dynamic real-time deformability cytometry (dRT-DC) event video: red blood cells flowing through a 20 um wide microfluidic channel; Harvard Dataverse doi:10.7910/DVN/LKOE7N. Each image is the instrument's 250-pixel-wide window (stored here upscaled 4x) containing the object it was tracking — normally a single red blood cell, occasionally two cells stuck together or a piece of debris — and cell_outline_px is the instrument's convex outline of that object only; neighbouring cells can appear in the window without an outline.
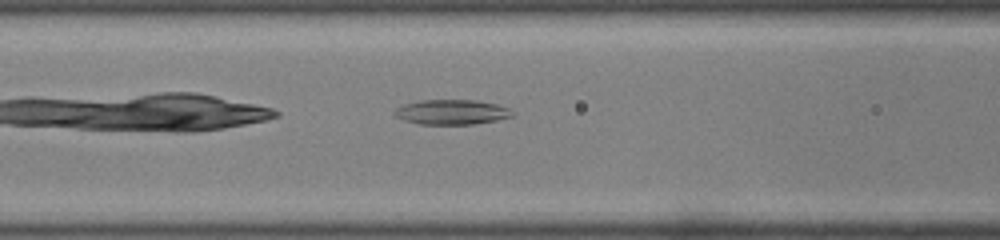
{"species": "common noctule bat (a hibernating species)", "species_latin": "Nyctalus noctula", "temperature_condition": "room temperature", "stored_images_in_passage": 34, "camera_frame_rate_fps": 3000, "um_per_image_px": 0.085, "animal": {"sex": "male", "body_mass_g": 19.0, "forearm_length_mm": 50.8}, "frame": {"image": 1, "passage_image": 6, "time_ms": 1.667, "image_size_px": [1000, 240], "cell_outline_px": [[516, 112], [512, 116], [496, 120], [472, 124], [420, 124], [404, 120], [396, 116], [392, 112], [396, 108], [404, 104], [420, 100], [476, 100], [496, 104], [508, 108]], "centroid_in_image_um": [38.39, 9.52], "position_along_channel_um": 128.2, "area_um2": 17.05}}
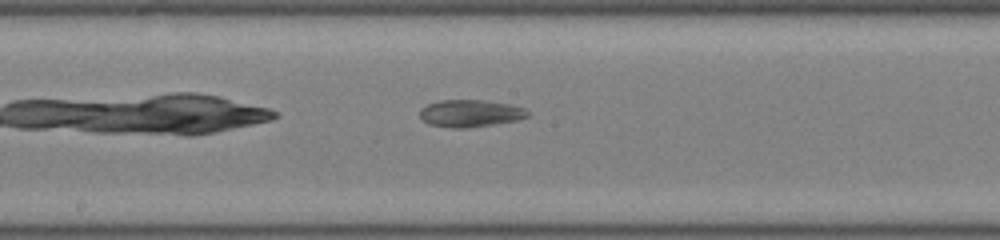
{"frame": {"image": 2, "passage_image": 12, "time_ms": 3.667, "image_size_px": [1000, 240], "cell_outline_px": [[528, 116], [516, 120], [468, 128], [448, 128], [428, 124], [420, 116], [420, 108], [428, 104], [440, 100], [480, 100], [508, 104], [524, 108], [528, 112]], "centroid_in_image_um": [39.92, 9.64], "position_along_channel_um": 208.3, "area_um2": 16.94}}
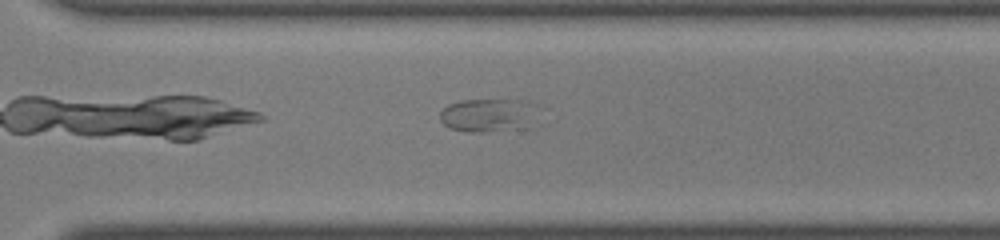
{"frame": {"image": 3, "passage_image": 21, "time_ms": 6.667, "image_size_px": [1000, 240], "cell_outline_px": [[528, 128], [480, 132], [464, 132], [448, 128], [440, 120], [440, 112], [448, 104], [460, 100], [528, 100]], "centroid_in_image_um": [41.28, 9.81], "position_along_channel_um": 329.3, "area_um2": 18.32}}